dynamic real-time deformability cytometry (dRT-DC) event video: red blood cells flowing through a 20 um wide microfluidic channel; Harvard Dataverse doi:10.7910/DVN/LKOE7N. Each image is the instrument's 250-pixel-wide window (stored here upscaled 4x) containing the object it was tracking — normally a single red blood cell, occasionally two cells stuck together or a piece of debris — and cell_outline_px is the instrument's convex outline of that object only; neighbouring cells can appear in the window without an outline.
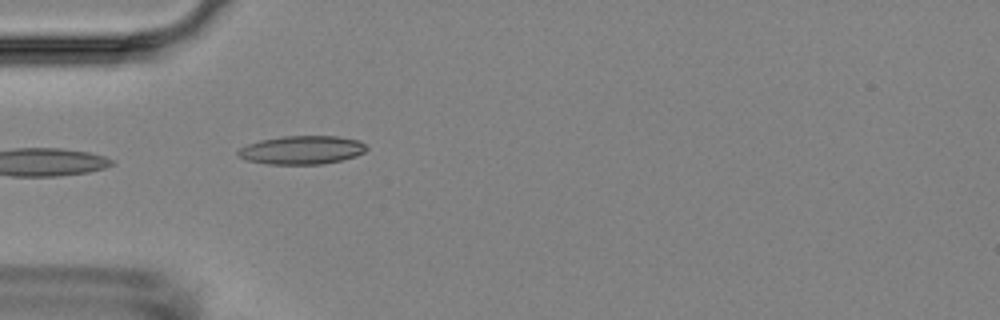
{"species": "Egyptian fruit bat (a non-hibernating species)", "species_latin": "Rousettus aegyptiacus", "temperature_condition": "room temperature", "stored_images_in_passage": 26, "camera_frame_rate_fps": 3000, "um_per_image_px": 0.085, "animal": {"sex": "female"}, "frame": {"image": 1, "passage_image": 1, "time_ms": 0.0, "image_size_px": [1000, 320], "cell_outline_px": [[368, 148], [364, 152], [356, 156], [324, 164], [268, 164], [244, 160], [236, 156], [236, 152], [240, 148], [248, 144], [260, 140], [280, 136], [336, 136], [360, 140]], "centroid_in_image_um": [25.62, 12.75], "position_along_channel_um": 59.4, "area_um2": 21.5}}